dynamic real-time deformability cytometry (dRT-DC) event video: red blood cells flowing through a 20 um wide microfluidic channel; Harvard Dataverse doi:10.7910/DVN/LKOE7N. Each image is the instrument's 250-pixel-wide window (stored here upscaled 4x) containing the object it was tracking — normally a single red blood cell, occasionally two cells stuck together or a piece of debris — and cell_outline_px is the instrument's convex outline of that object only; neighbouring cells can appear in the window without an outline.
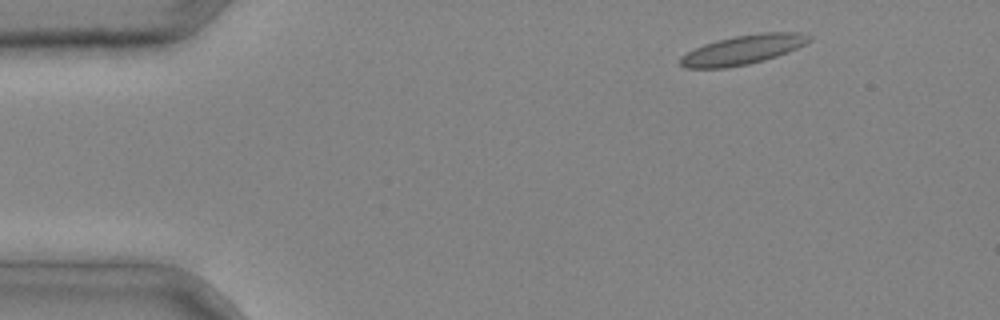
{"species": "common noctule bat (a hibernating species)", "species_latin": "Nyctalus noctula", "temperature_condition": "cold", "stored_images_in_passage": 4, "camera_frame_rate_fps": 3000, "um_per_image_px": 0.085, "animal": {"sex": "male", "body_mass_g": 20.4}, "frame": {"image": 1, "passage_image": 1, "time_ms": 0.0, "image_size_px": [1000, 320], "cell_outline_px": [[812, 40], [796, 48], [776, 56], [764, 60], [748, 64], [724, 68], [684, 68], [680, 64], [680, 56], [704, 44], [716, 40], [736, 36], [760, 32], [800, 32], [812, 36]], "centroid_in_image_um": [63.15, 4.22], "position_along_channel_um": 21.8, "area_um2": 21.91}}
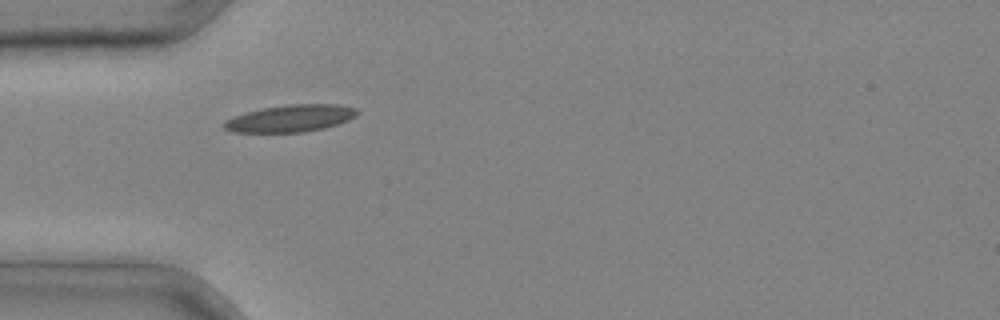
{"frame": {"image": 2, "passage_image": 3, "time_ms": 0.667, "image_size_px": [1000, 320], "cell_outline_px": [[360, 112], [356, 116], [340, 124], [324, 128], [304, 132], [232, 132], [224, 128], [224, 120], [244, 112], [264, 108], [288, 104], [336, 104], [356, 108]], "centroid_in_image_um": [24.71, 10.06], "position_along_channel_um": 60.3, "area_um2": 21.1}}